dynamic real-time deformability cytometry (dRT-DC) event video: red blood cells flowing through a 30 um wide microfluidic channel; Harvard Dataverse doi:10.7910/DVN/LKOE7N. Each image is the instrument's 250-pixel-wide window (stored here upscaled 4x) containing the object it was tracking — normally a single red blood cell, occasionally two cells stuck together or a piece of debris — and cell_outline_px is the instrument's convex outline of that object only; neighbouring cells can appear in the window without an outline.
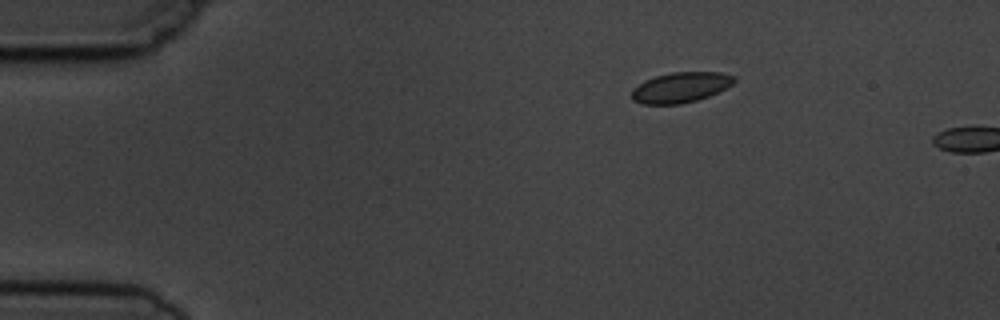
{"species": "common noctule bat (a hibernating species)", "species_latin": "Nyctalus noctula", "temperature_condition": "cold", "stored_images_in_passage": 2, "camera_frame_rate_fps": 3000, "um_per_image_px": 0.085, "animal": {"sex": "male", "body_mass_g": 19.5, "forearm_length_mm": 54.6}, "frame": {"image": 1, "passage_image": 1, "time_ms": 0.0, "image_size_px": [1000, 320], "cell_outline_px": [[736, 80], [732, 84], [708, 96], [696, 100], [680, 104], [644, 104], [632, 100], [632, 88], [644, 80], [656, 76], [672, 72], [720, 72], [736, 76]], "centroid_in_image_um": [57.83, 7.42], "position_along_channel_um": 27.2, "area_um2": 18.03}}